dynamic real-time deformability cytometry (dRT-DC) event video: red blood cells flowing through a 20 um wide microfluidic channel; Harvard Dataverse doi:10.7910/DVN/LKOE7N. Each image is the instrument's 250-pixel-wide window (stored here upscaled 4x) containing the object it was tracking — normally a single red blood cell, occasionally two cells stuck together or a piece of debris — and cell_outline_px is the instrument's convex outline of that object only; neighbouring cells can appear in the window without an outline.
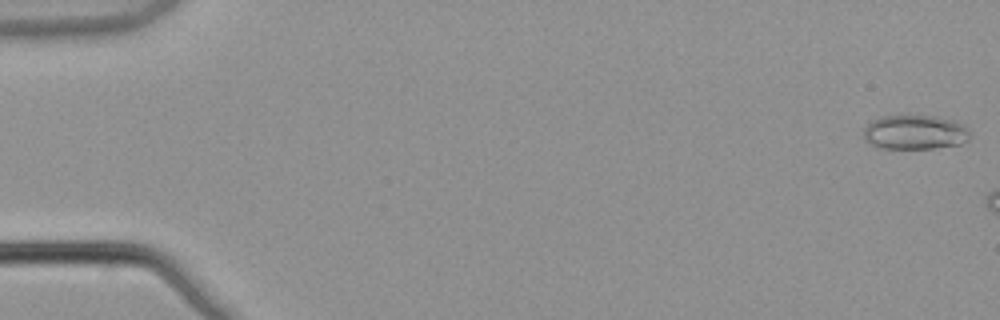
{"species": "common noctule bat (a hibernating species)", "species_latin": "Nyctalus noctula", "temperature_condition": "warm", "stored_images_in_passage": 3, "camera_frame_rate_fps": 3000, "um_per_image_px": 0.085, "animal": {"sex": "male", "body_mass_g": 21.5, "forearm_length_mm": 52.0}, "frame": {"image": 1, "passage_image": 1, "time_ms": 0.0, "image_size_px": [1000, 320], "cell_outline_px": [[972, 132], [968, 140], [960, 144], [932, 148], [880, 148], [868, 144], [864, 136], [864, 128], [872, 120], [884, 116], [936, 116], [956, 120], [968, 128]], "centroid_in_image_um": [77.8, 11.24], "position_along_channel_um": 7.2, "area_um2": 21.44}}